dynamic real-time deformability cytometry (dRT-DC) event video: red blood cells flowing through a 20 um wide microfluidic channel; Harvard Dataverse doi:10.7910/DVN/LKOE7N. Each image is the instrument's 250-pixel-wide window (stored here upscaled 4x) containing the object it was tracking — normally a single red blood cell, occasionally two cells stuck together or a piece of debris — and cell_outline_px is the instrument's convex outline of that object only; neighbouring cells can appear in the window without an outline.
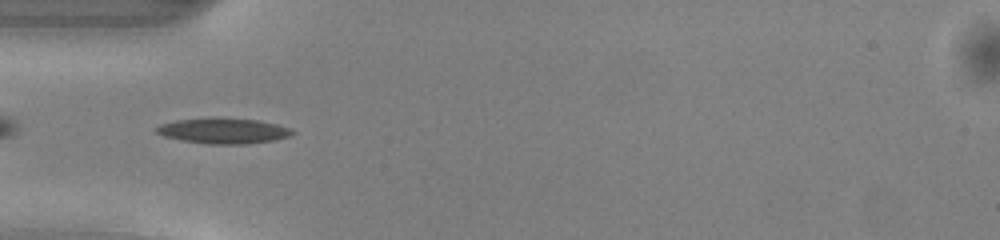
{"species": "common noctule bat (a hibernating species)", "species_latin": "Nyctalus noctula", "temperature_condition": "warm", "stored_images_in_passage": 37, "camera_frame_rate_fps": 3000, "um_per_image_px": 0.085, "animal": {"sex": "male", "body_mass_g": 13.0, "forearm_length_mm": 53.1}, "frame": {"image": 1, "passage_image": 2, "time_ms": 0.333, "image_size_px": [1000, 240], "cell_outline_px": [[296, 132], [288, 136], [272, 140], [244, 144], [208, 144], [180, 140], [164, 136], [156, 132], [152, 128], [160, 124], [176, 120], [220, 116], [256, 120], [276, 124], [288, 128]], "centroid_in_image_um": [18.91, 11.1], "position_along_channel_um": 66.1, "area_um2": 20.4}}
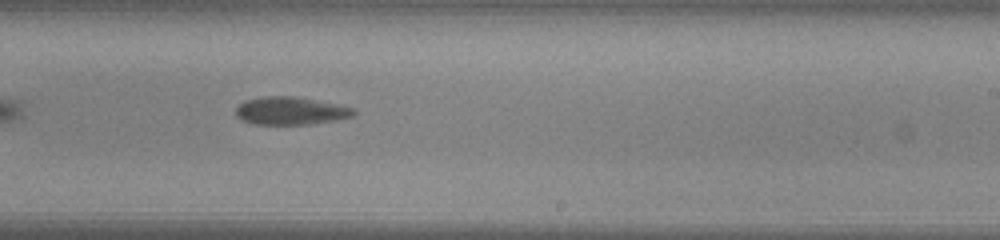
{"frame": {"image": 2, "passage_image": 17, "time_ms": 5.333, "image_size_px": [1000, 240], "cell_outline_px": [[356, 112], [352, 116], [336, 120], [312, 124], [256, 124], [244, 120], [236, 116], [236, 108], [244, 100], [268, 96], [292, 96], [340, 104], [352, 108]], "centroid_in_image_um": [24.72, 9.42], "position_along_channel_um": 264.3, "area_um2": 18.96}}
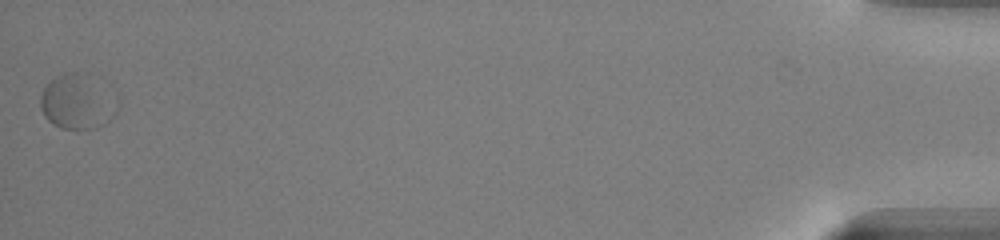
{"frame": {"image": 3, "passage_image": 37, "time_ms": 12.0, "image_size_px": [1000, 240], "cell_outline_px": [[120, 104], [116, 112], [104, 124], [96, 128], [64, 128], [52, 124], [44, 116], [40, 108], [40, 96], [44, 88], [56, 76], [64, 72], [76, 72], [120, 100]], "centroid_in_image_um": [6.53, 8.71], "position_along_channel_um": 428.7, "area_um2": 23.7}, "authors_computed_cell_mechanics": {"area_um2": 19.4208, "velocity_mm_per_s": 3.983, "shape_relaxation_time_tau1_ms": 3.0385, "shape_relaxation_time_tau2_ms": null, "deformation_change_tau1": 0.091, "deformation_change_tau2": null}}